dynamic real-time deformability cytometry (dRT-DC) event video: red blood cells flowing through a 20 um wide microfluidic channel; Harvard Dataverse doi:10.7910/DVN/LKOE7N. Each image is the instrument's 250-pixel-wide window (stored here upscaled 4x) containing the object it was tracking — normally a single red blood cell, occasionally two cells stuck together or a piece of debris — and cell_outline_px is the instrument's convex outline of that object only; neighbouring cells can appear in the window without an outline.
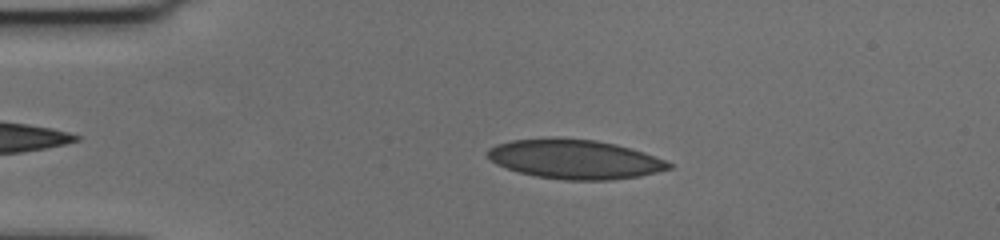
{"species": "human", "species_latin": "Homo sapiens", "temperature_condition": "cold", "stored_images_in_passage": 48, "camera_frame_rate_fps": 3000, "um_per_image_px": 0.085, "donor": {"sex": "female"}, "frame": {"image": 1, "passage_image": 11, "time_ms": 3.333, "image_size_px": [1000, 240], "cell_outline_px": [[672, 168], [640, 176], [612, 180], [564, 180], [536, 176], [520, 172], [496, 164], [488, 156], [488, 148], [496, 144], [512, 140], [596, 140], [616, 144], [632, 148], [644, 152], [664, 160], [672, 164]], "centroid_in_image_um": [48.91, 13.56], "position_along_channel_um": 36.1, "area_um2": 40.58}}
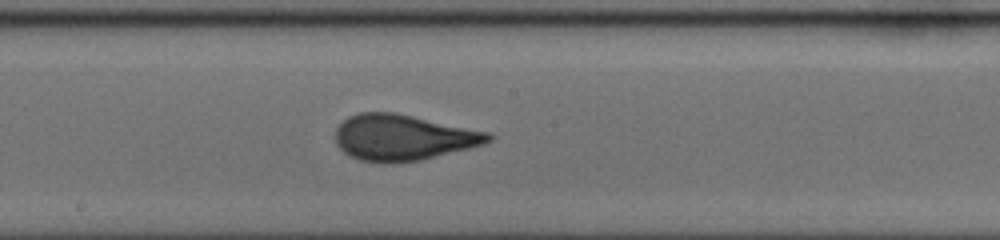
{"frame": {"image": 2, "passage_image": 29, "time_ms": 9.333, "image_size_px": [1000, 240], "cell_outline_px": [[496, 136], [492, 140], [484, 144], [420, 160], [396, 164], [380, 164], [360, 160], [348, 156], [336, 144], [336, 128], [348, 116], [360, 112], [396, 112], [492, 132]], "centroid_in_image_um": [34.28, 11.69], "position_along_channel_um": 213.9, "area_um2": 41.56}}
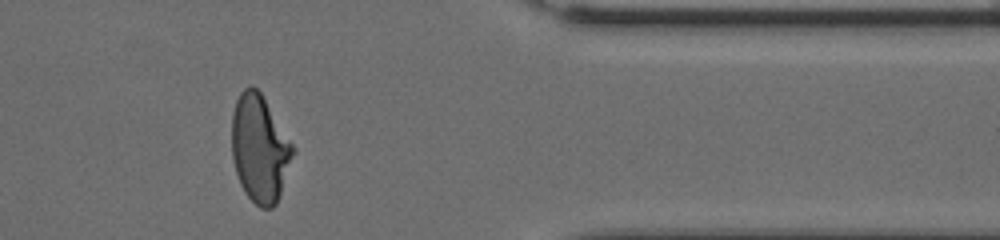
{"frame": {"image": 3, "passage_image": 45, "time_ms": 14.667, "image_size_px": [1000, 240], "cell_outline_px": [[296, 152], [276, 204], [272, 208], [260, 208], [244, 192], [240, 184], [236, 172], [232, 156], [232, 112], [236, 100], [240, 92], [244, 88], [252, 84], [260, 92], [296, 148]], "centroid_in_image_um": [22.09, 12.62], "position_along_channel_um": 389.3, "area_um2": 38.44}, "authors_computed_cell_mechanics": {"area_um2": 40.4889, "velocity_mm_per_s": 3.6492, "shape_relaxation_time_tau1_ms": 9.1823, "shape_relaxation_time_tau2_ms": null, "deformation_change_tau1": 0.2639, "deformation_change_tau2": null}}